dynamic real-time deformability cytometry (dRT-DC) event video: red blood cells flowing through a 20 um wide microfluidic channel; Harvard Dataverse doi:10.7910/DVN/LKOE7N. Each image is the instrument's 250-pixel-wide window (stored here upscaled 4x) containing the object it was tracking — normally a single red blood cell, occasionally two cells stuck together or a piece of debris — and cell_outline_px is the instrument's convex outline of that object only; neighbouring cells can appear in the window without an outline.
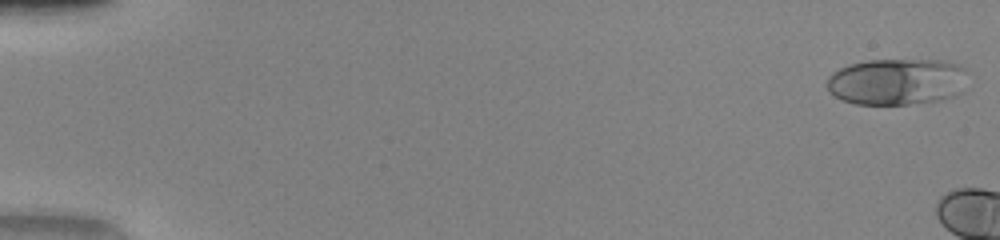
{"species": "human", "species_latin": "Homo sapiens", "temperature_condition": "warm", "stored_images_in_passage": 6, "camera_frame_rate_fps": 3000, "um_per_image_px": 0.085, "donor": {"sex": "female"}, "frame": {"image": 1, "passage_image": 1, "time_ms": 0.0, "image_size_px": [1000, 240], "cell_outline_px": [[964, 92], [956, 96], [944, 100], [908, 104], [856, 104], [840, 100], [828, 92], [828, 76], [832, 72], [848, 64], [868, 60], [944, 60], [960, 64], [964, 68]], "centroid_in_image_um": [76.24, 6.95], "position_along_channel_um": 8.8, "area_um2": 38.67}}